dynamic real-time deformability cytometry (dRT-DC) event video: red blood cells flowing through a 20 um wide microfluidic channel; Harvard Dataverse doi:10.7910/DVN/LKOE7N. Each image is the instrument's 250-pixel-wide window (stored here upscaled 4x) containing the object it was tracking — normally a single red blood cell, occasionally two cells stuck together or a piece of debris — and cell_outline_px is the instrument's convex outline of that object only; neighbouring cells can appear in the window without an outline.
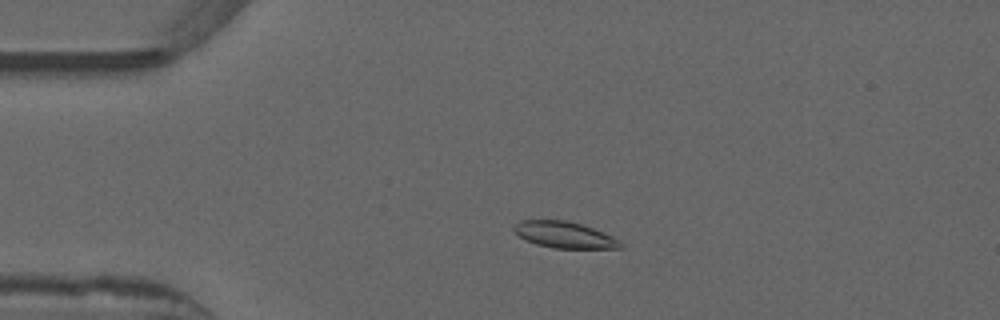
{"species": "common noctule bat (a hibernating species)", "species_latin": "Nyctalus noctula", "temperature_condition": "warm", "stored_images_in_passage": 49, "camera_frame_rate_fps": 3000, "um_per_image_px": 0.085, "animal": {"sex": "male", "forearm_length_mm": 52.5}, "frame": {"image": 1, "passage_image": 12, "time_ms": 3.667, "image_size_px": [1000, 320], "cell_outline_px": [[624, 248], [552, 248], [536, 244], [524, 240], [512, 228], [520, 220], [568, 220], [592, 228], [612, 236], [624, 244]], "centroid_in_image_um": [47.97, 19.96], "position_along_channel_um": 37.0, "area_um2": 16.3}}
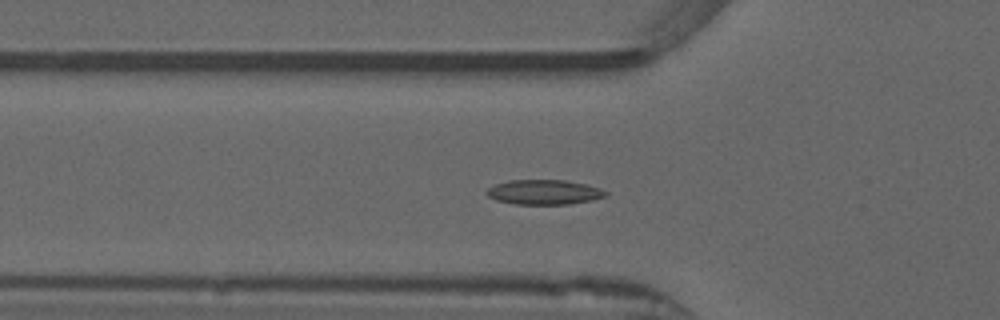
{"frame": {"image": 2, "passage_image": 18, "time_ms": 5.667, "image_size_px": [1000, 320], "cell_outline_px": [[608, 192], [604, 196], [592, 200], [568, 204], [516, 204], [496, 200], [488, 196], [484, 192], [488, 188], [496, 184], [508, 180], [564, 180], [588, 184], [600, 188]], "centroid_in_image_um": [46.23, 16.32], "position_along_channel_um": 79.6, "area_um2": 17.17}}
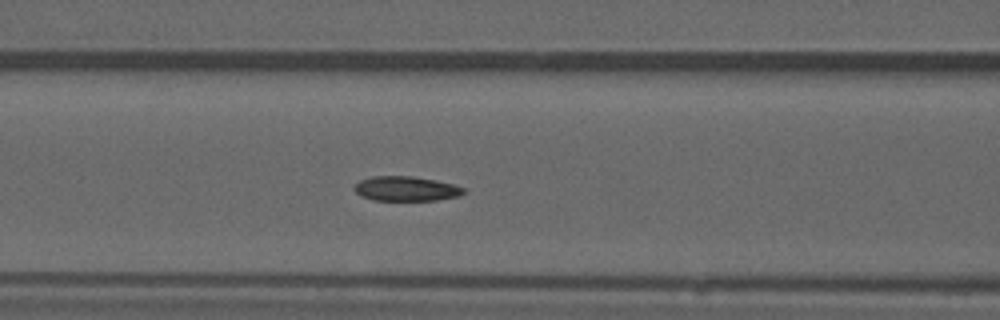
{"frame": {"image": 3, "passage_image": 22, "time_ms": 7.0, "image_size_px": [1000, 320], "cell_outline_px": [[464, 192], [460, 196], [436, 200], [372, 200], [360, 196], [352, 188], [360, 180], [372, 176], [412, 176], [436, 180], [452, 184], [464, 188]], "centroid_in_image_um": [34.48, 16.04], "position_along_channel_um": 132.1, "area_um2": 15.72}, "authors_computed_cell_mechanics": {"area_um2": 16.2418, "velocity_mm_per_s": 3.8945, "shape_relaxation_time_tau1_ms": 7.0249, "shape_relaxation_time_tau2_ms": null, "deformation_change_tau1": 0.1494, "deformation_change_tau2": null}}